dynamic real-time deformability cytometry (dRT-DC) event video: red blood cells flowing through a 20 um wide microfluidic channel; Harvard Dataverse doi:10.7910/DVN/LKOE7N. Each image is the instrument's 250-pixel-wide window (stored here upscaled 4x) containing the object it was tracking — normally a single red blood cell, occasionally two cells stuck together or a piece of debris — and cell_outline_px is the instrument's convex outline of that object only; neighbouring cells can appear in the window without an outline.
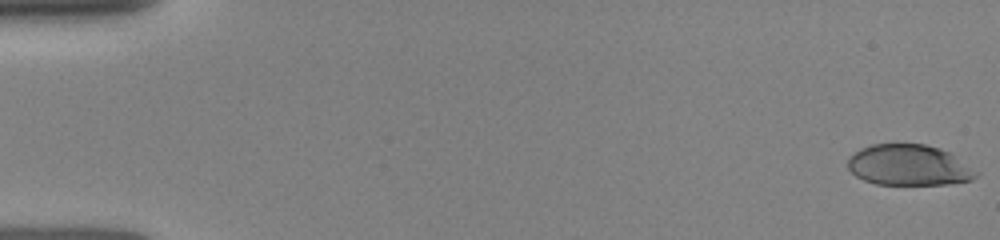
{"species": "human", "species_latin": "Homo sapiens", "temperature_condition": "room temperature", "stored_images_in_passage": 5, "camera_frame_rate_fps": 3000, "um_per_image_px": 0.085, "donor": {"sex": "female"}, "frame": {"image": 1, "passage_image": 1, "time_ms": 0.0, "image_size_px": [1000, 240], "cell_outline_px": [[980, 172], [972, 180], [948, 184], [876, 184], [864, 180], [856, 176], [848, 168], [848, 156], [860, 148], [872, 144], [924, 144], [940, 148], [948, 152]], "centroid_in_image_um": [77.24, 14.03], "position_along_channel_um": 7.8, "area_um2": 30.52}}
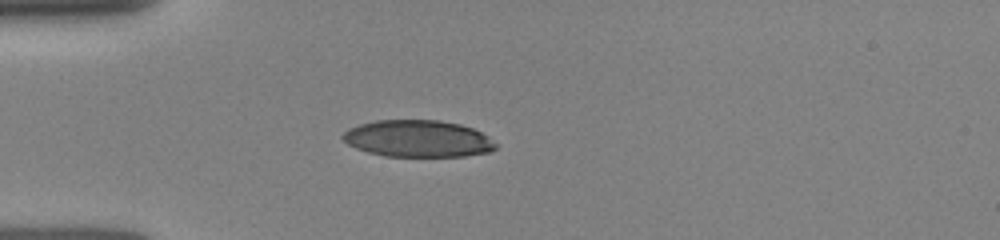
{"frame": {"image": 2, "passage_image": 5, "time_ms": 4.333, "image_size_px": [1000, 240], "cell_outline_px": [[500, 144], [492, 152], [464, 156], [384, 156], [368, 152], [356, 148], [348, 144], [340, 136], [348, 128], [360, 124], [376, 120], [436, 120], [460, 124], [472, 128], [488, 136]], "centroid_in_image_um": [35.55, 11.79], "position_along_channel_um": 49.4, "area_um2": 33.06}}